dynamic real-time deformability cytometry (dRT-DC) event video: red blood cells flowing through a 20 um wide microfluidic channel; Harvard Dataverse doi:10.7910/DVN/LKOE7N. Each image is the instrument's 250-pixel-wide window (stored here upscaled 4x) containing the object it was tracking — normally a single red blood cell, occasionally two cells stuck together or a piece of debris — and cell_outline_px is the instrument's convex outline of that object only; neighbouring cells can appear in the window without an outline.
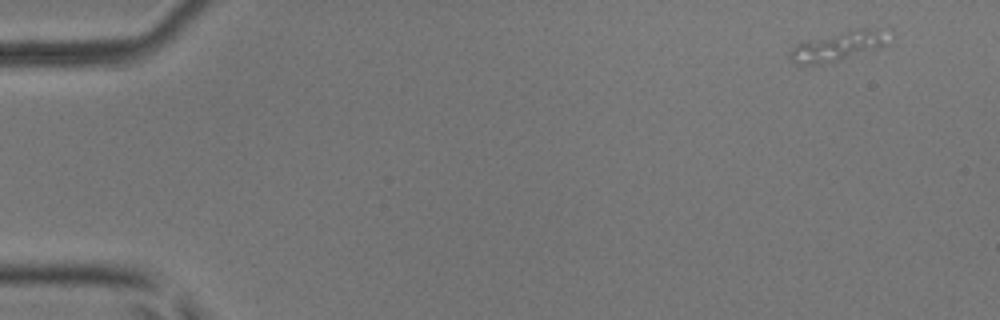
{"species": "common noctule bat (a hibernating species)", "species_latin": "Nyctalus noctula", "temperature_condition": "room temperature", "stored_images_in_passage": 7, "camera_frame_rate_fps": 3000, "um_per_image_px": 0.085, "animal": {"sex": "male", "body_mass_g": 17.9, "forearm_length_mm": 54.2}, "frame": {"image": 1, "passage_image": 1, "time_ms": 0.0, "image_size_px": [1000, 320], "cell_outline_px": [[888, 44], [836, 60], [820, 64], [796, 64], [788, 56], [788, 52], [796, 44], [856, 28], [876, 28], [884, 32]], "centroid_in_image_um": [71.17, 3.92], "position_along_channel_um": 13.8, "area_um2": 16.01}}